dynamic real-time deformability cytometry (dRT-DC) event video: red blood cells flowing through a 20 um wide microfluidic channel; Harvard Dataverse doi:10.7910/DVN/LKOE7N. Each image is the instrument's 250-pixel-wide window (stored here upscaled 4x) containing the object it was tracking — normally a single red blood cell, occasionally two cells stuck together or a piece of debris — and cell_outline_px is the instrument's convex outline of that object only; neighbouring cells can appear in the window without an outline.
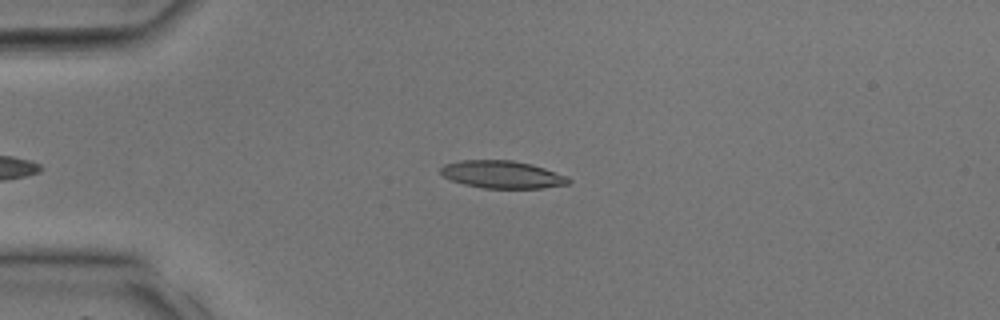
{"species": "common noctule bat (a hibernating species)", "species_latin": "Nyctalus noctula", "temperature_condition": "room temperature", "stored_images_in_passage": 25, "camera_frame_rate_fps": 3000, "um_per_image_px": 0.085, "animal": {"sex": "male", "body_mass_g": 17.9, "forearm_length_mm": 54.2}, "frame": {"image": 1, "passage_image": 2, "time_ms": 0.333, "image_size_px": [1000, 320], "cell_outline_px": [[572, 180], [568, 184], [544, 188], [484, 188], [464, 184], [452, 180], [444, 176], [440, 172], [440, 168], [444, 164], [460, 160], [512, 160], [532, 164], [568, 176]], "centroid_in_image_um": [42.71, 14.83], "position_along_channel_um": 42.3, "area_um2": 20.58}}
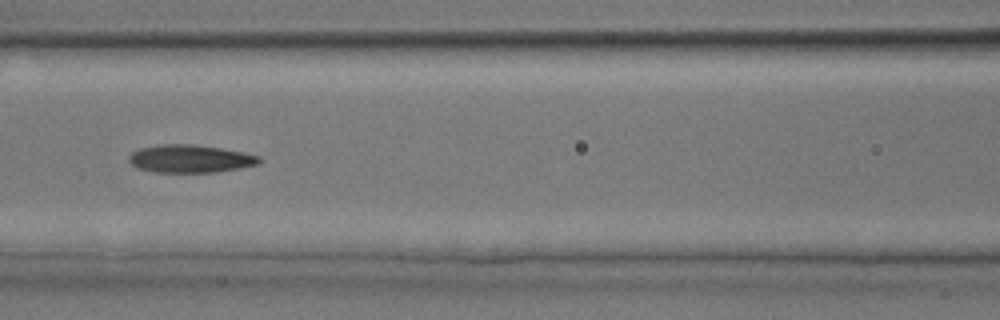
{"frame": {"image": 2, "passage_image": 9, "time_ms": 2.667, "image_size_px": [1000, 320], "cell_outline_px": [[260, 164], [240, 168], [216, 172], [152, 172], [136, 168], [128, 160], [128, 156], [132, 152], [140, 148], [160, 144], [192, 144], [220, 148], [244, 152], [260, 156]], "centroid_in_image_um": [16.15, 13.49], "position_along_channel_um": 150.4, "area_um2": 21.27}}
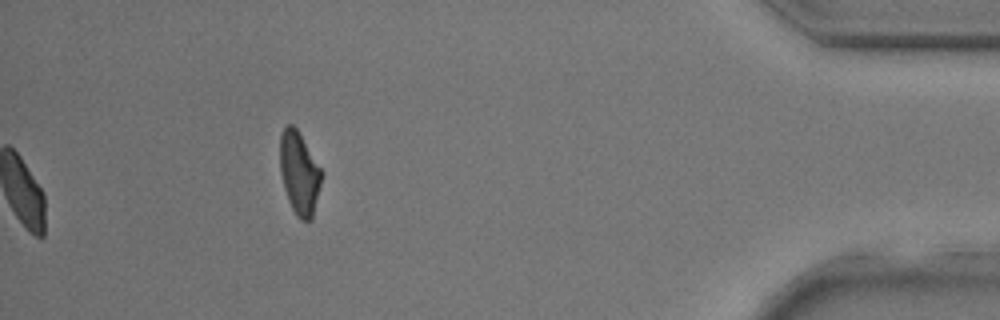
{"frame": {"image": 3, "passage_image": 25, "time_ms": 8.0, "image_size_px": [1000, 320], "cell_outline_px": [[324, 176], [312, 220], [300, 220], [296, 216], [288, 200], [284, 188], [280, 172], [280, 136], [284, 128], [288, 124], [292, 124], [296, 128], [324, 172]], "centroid_in_image_um": [25.47, 14.75], "position_along_channel_um": 409.7, "area_um2": 20.35}}